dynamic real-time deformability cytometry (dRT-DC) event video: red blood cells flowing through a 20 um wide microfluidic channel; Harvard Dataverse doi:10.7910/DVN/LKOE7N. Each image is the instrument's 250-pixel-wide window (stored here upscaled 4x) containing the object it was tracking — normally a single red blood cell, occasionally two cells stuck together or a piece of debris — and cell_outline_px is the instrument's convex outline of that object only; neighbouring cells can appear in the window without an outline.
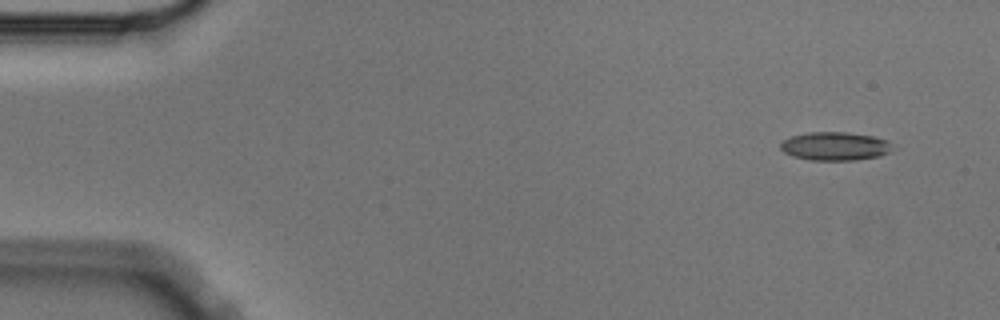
{"species": "Egyptian fruit bat (a non-hibernating species)", "species_latin": "Rousettus aegyptiacus", "temperature_condition": "cold", "stored_images_in_passage": 5, "camera_frame_rate_fps": 3000, "um_per_image_px": 0.085, "animal": {"sex": "male"}, "frame": {"image": 1, "passage_image": 1, "time_ms": 0.0, "image_size_px": [1000, 320], "cell_outline_px": [[888, 152], [880, 156], [856, 160], [812, 160], [792, 156], [784, 152], [780, 148], [780, 144], [784, 140], [792, 136], [808, 132], [848, 132], [872, 136], [888, 140]], "centroid_in_image_um": [70.92, 12.42], "position_along_channel_um": 14.1, "area_um2": 18.32}}
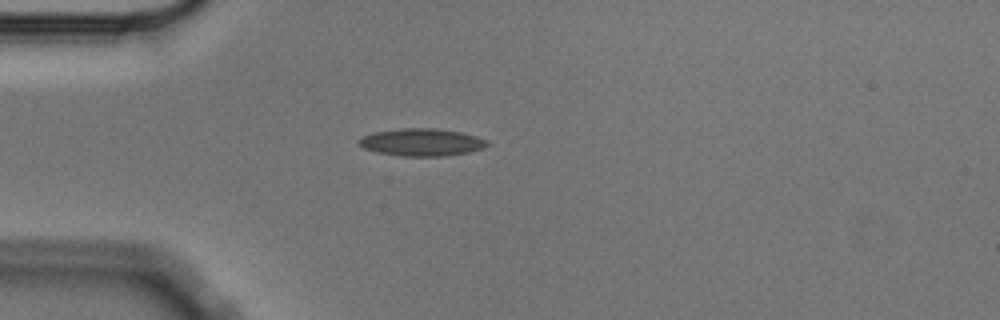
{"frame": {"image": 2, "passage_image": 4, "time_ms": 1.0, "image_size_px": [1000, 320], "cell_outline_px": [[488, 144], [484, 148], [468, 152], [444, 156], [404, 156], [376, 152], [364, 148], [356, 144], [356, 140], [364, 136], [376, 132], [404, 128], [436, 128], [460, 132], [476, 136], [488, 140]], "centroid_in_image_um": [35.83, 12.09], "position_along_channel_um": 49.2, "area_um2": 20.46}}